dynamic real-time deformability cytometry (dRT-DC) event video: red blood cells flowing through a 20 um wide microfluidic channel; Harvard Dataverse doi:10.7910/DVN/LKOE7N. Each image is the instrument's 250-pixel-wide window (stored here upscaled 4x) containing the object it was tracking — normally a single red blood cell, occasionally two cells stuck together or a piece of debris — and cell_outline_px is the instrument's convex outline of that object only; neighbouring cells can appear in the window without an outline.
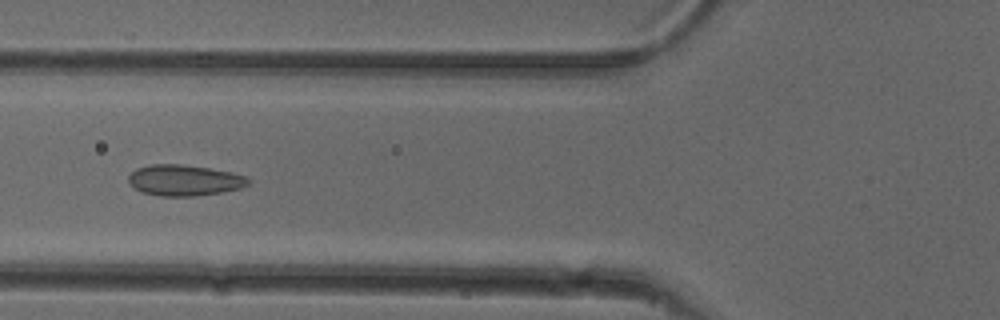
{"species": "common noctule bat (a hibernating species)", "species_latin": "Nyctalus noctula", "temperature_condition": "cold", "stored_images_in_passage": 53, "camera_frame_rate_fps": 3000, "um_per_image_px": 0.085, "animal": {"sex": "female"}, "frame": {"image": 1, "passage_image": 20, "time_ms": 6.333, "image_size_px": [1000, 320], "cell_outline_px": [[252, 180], [248, 184], [240, 188], [220, 192], [196, 196], [160, 196], [140, 192], [128, 180], [128, 176], [136, 168], [148, 164], [180, 164], [208, 168], [232, 172], [248, 176]], "centroid_in_image_um": [15.68, 15.32], "position_along_channel_um": 110.1, "area_um2": 21.68}}
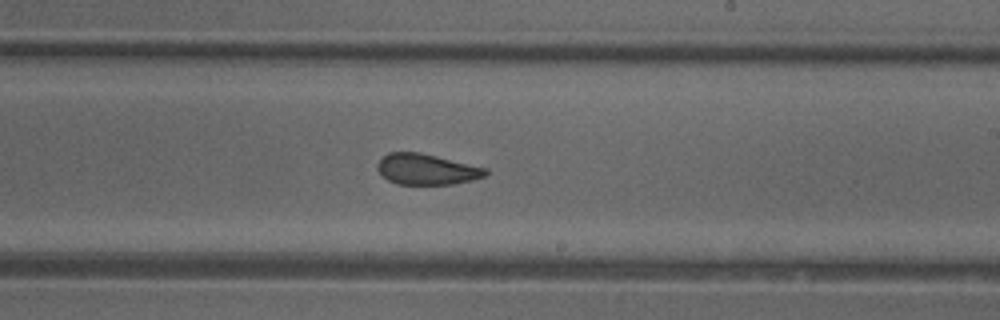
{"frame": {"image": 2, "passage_image": 31, "time_ms": 10.0, "image_size_px": [1000, 320], "cell_outline_px": [[488, 176], [472, 180], [452, 184], [396, 184], [388, 180], [376, 168], [376, 164], [388, 152], [420, 152], [488, 168]], "centroid_in_image_um": [36.29, 14.39], "position_along_channel_um": 252.7, "area_um2": 19.48}}
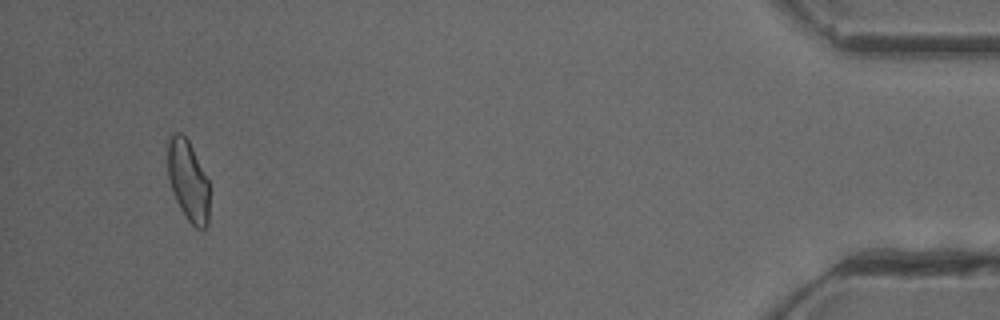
{"frame": {"image": 3, "passage_image": 50, "time_ms": 16.333, "image_size_px": [1000, 320], "cell_outline_px": [[208, 224], [204, 228], [196, 228], [188, 220], [180, 208], [176, 200], [168, 176], [168, 140], [172, 132], [180, 132], [188, 140], [208, 180]], "centroid_in_image_um": [15.98, 15.34], "position_along_channel_um": 419.2, "area_um2": 19.25}, "authors_computed_cell_mechanics": {"area_um2": 20.5768, "velocity_mm_per_s": 3.8832, "shape_relaxation_time_tau1_ms": 7.8656, "shape_relaxation_time_tau2_ms": 1.875, "deformation_change_tau1": 0.1333, "deformation_change_tau2": 0.0636}}